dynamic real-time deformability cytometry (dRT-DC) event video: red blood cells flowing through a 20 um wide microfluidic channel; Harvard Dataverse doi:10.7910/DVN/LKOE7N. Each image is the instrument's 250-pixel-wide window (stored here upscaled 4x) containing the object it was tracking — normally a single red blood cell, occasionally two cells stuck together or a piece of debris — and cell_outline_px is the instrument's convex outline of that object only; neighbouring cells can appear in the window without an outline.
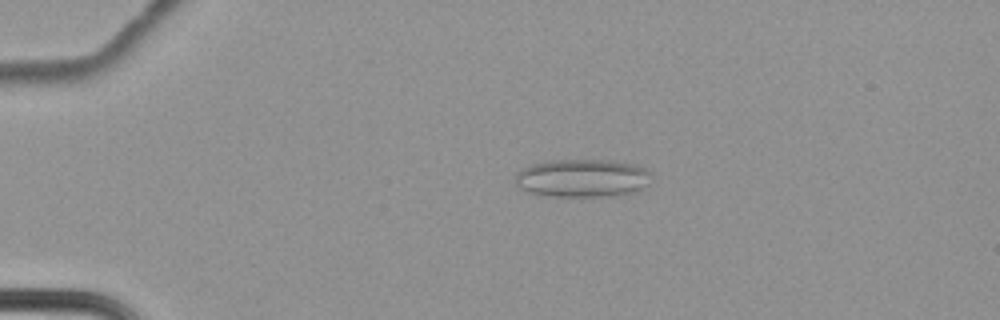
{"species": "common noctule bat (a hibernating species)", "species_latin": "Nyctalus noctula", "temperature_condition": "cold", "stored_images_in_passage": 54, "camera_frame_rate_fps": 3000, "um_per_image_px": 0.085, "animal": {"sex": "female", "body_mass_g": 22.7, "forearm_length_mm": 54.2}, "frame": {"image": 1, "passage_image": 7, "time_ms": 2.0, "image_size_px": [1000, 320], "cell_outline_px": [[652, 172], [648, 184], [644, 188], [636, 192], [620, 196], [552, 196], [528, 192], [516, 188], [516, 172], [532, 164], [548, 160], [612, 160], [636, 164], [648, 168]], "centroid_in_image_um": [49.55, 15.14], "position_along_channel_um": 35.4, "area_um2": 30.81}}
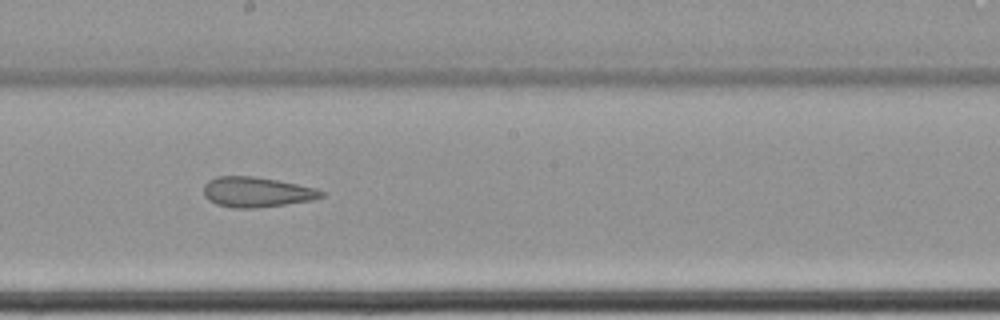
{"frame": {"image": 2, "passage_image": 29, "time_ms": 9.333, "image_size_px": [1000, 320], "cell_outline_px": [[324, 196], [312, 200], [256, 208], [232, 208], [216, 204], [208, 200], [204, 196], [204, 184], [208, 180], [216, 176], [252, 176], [276, 180], [316, 188], [324, 192]], "centroid_in_image_um": [21.77, 16.32], "position_along_channel_um": 226.4, "area_um2": 20.63}}
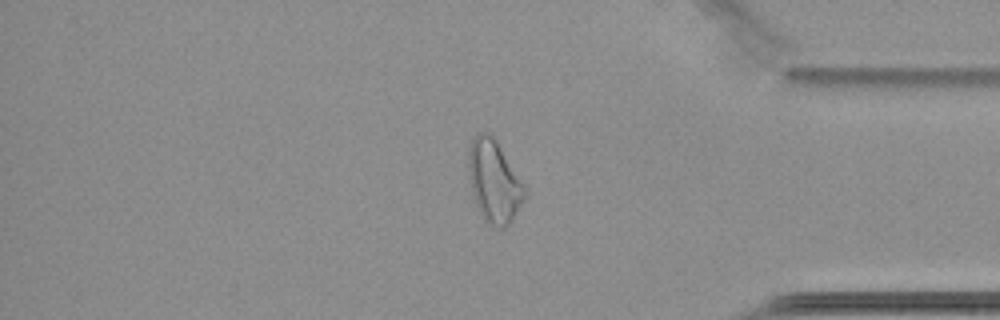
{"frame": {"image": 3, "passage_image": 45, "time_ms": 14.667, "image_size_px": [1000, 320], "cell_outline_px": [[528, 196], [512, 220], [504, 228], [496, 228], [488, 224], [484, 220], [476, 204], [472, 192], [468, 168], [468, 148], [472, 136], [480, 132], [488, 132], [496, 140], [528, 192]], "centroid_in_image_um": [41.99, 15.42], "position_along_channel_um": 393.2, "area_um2": 27.11}, "authors_computed_cell_mechanics": {"area_um2": 23.987, "velocity_mm_per_s": 3.4639, "shape_relaxation_time_tau1_ms": null, "shape_relaxation_time_tau2_ms": 3.3842, "deformation_change_tau1": null, "deformation_change_tau2": 0.1192}}